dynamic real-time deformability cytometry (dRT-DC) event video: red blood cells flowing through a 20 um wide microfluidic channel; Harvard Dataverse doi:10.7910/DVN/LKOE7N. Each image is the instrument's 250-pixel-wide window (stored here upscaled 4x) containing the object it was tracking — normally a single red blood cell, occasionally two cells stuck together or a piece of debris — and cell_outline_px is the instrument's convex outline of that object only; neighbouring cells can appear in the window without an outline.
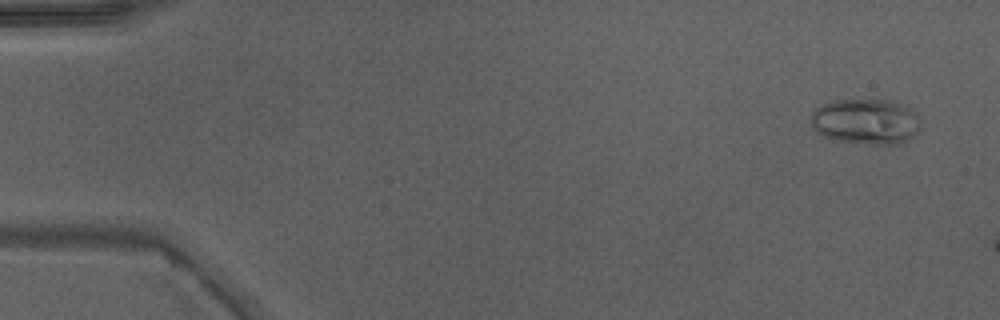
{"species": "Egyptian fruit bat (a non-hibernating species)", "species_latin": "Rousettus aegyptiacus", "temperature_condition": "warm", "stored_images_in_passage": 9, "camera_frame_rate_fps": 3000, "um_per_image_px": 0.085, "animal": {"sex": "male"}, "frame": {"image": 1, "passage_image": 3, "time_ms": 0.667, "image_size_px": [1000, 320], "cell_outline_px": [[920, 128], [908, 140], [896, 144], [868, 144], [840, 140], [824, 136], [816, 132], [812, 128], [812, 112], [816, 108], [824, 104], [836, 100], [888, 100], [912, 108], [916, 112], [920, 124]], "centroid_in_image_um": [73.61, 10.33], "position_along_channel_um": 11.4, "area_um2": 28.9}}